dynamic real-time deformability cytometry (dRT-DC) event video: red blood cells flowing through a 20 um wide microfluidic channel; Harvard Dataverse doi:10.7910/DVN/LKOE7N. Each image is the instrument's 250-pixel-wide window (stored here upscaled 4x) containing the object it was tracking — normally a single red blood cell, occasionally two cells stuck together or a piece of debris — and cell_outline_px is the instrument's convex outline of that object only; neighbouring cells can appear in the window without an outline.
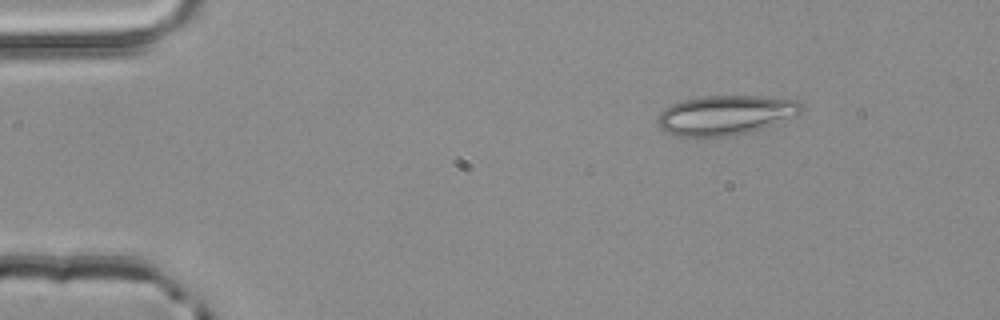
{"species": "common noctule bat (a hibernating species)", "species_latin": "Nyctalus noctula", "temperature_condition": "room temperature", "stored_images_in_passage": 2, "camera_frame_rate_fps": 3000, "um_per_image_px": 0.085, "animal": {"sex": "male", "body_mass_g": 20.4}, "frame": {"image": 1, "passage_image": 1, "time_ms": 0.0, "image_size_px": [1000, 320], "cell_outline_px": [[804, 108], [796, 116], [748, 132], [732, 136], [700, 140], [676, 136], [660, 128], [656, 120], [660, 112], [664, 108], [672, 104], [684, 100], [704, 96], [760, 96], [796, 100]], "centroid_in_image_um": [61.59, 9.82], "position_along_channel_um": 23.4, "area_um2": 33.64}}